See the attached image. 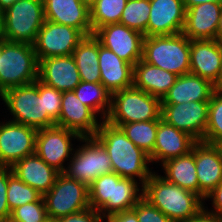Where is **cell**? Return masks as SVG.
Wrapping results in <instances>:
<instances>
[{"mask_svg": "<svg viewBox=\"0 0 222 222\" xmlns=\"http://www.w3.org/2000/svg\"><path fill=\"white\" fill-rule=\"evenodd\" d=\"M95 137L106 149L114 173L134 180L139 177L142 186L146 183L152 174L147 166L149 155L137 147L120 127L102 120Z\"/></svg>", "mask_w": 222, "mask_h": 222, "instance_id": "obj_1", "label": "cell"}, {"mask_svg": "<svg viewBox=\"0 0 222 222\" xmlns=\"http://www.w3.org/2000/svg\"><path fill=\"white\" fill-rule=\"evenodd\" d=\"M143 188V197L173 222L196 216L203 208V198L195 192L171 183L153 172Z\"/></svg>", "mask_w": 222, "mask_h": 222, "instance_id": "obj_2", "label": "cell"}, {"mask_svg": "<svg viewBox=\"0 0 222 222\" xmlns=\"http://www.w3.org/2000/svg\"><path fill=\"white\" fill-rule=\"evenodd\" d=\"M138 187L134 179L122 178L114 172L104 174L88 187L89 205L106 219L112 214L132 209L143 197V188Z\"/></svg>", "mask_w": 222, "mask_h": 222, "instance_id": "obj_3", "label": "cell"}, {"mask_svg": "<svg viewBox=\"0 0 222 222\" xmlns=\"http://www.w3.org/2000/svg\"><path fill=\"white\" fill-rule=\"evenodd\" d=\"M38 68L33 45L1 39L0 95L8 89L35 82Z\"/></svg>", "mask_w": 222, "mask_h": 222, "instance_id": "obj_4", "label": "cell"}, {"mask_svg": "<svg viewBox=\"0 0 222 222\" xmlns=\"http://www.w3.org/2000/svg\"><path fill=\"white\" fill-rule=\"evenodd\" d=\"M142 60L177 76L190 73V39L183 33L144 37Z\"/></svg>", "mask_w": 222, "mask_h": 222, "instance_id": "obj_5", "label": "cell"}, {"mask_svg": "<svg viewBox=\"0 0 222 222\" xmlns=\"http://www.w3.org/2000/svg\"><path fill=\"white\" fill-rule=\"evenodd\" d=\"M161 99L134 86L111 94V108L107 121L120 127L122 124L162 120Z\"/></svg>", "mask_w": 222, "mask_h": 222, "instance_id": "obj_6", "label": "cell"}, {"mask_svg": "<svg viewBox=\"0 0 222 222\" xmlns=\"http://www.w3.org/2000/svg\"><path fill=\"white\" fill-rule=\"evenodd\" d=\"M44 21L43 0H19L3 12L2 38L33 45Z\"/></svg>", "mask_w": 222, "mask_h": 222, "instance_id": "obj_7", "label": "cell"}, {"mask_svg": "<svg viewBox=\"0 0 222 222\" xmlns=\"http://www.w3.org/2000/svg\"><path fill=\"white\" fill-rule=\"evenodd\" d=\"M0 97L13 115L12 122L37 130L56 125L44 112L43 95H38V79L31 84L8 89Z\"/></svg>", "mask_w": 222, "mask_h": 222, "instance_id": "obj_8", "label": "cell"}, {"mask_svg": "<svg viewBox=\"0 0 222 222\" xmlns=\"http://www.w3.org/2000/svg\"><path fill=\"white\" fill-rule=\"evenodd\" d=\"M80 141L86 143L73 151L64 174L89 187L96 178L112 173L113 169L106 149L95 136L81 137Z\"/></svg>", "mask_w": 222, "mask_h": 222, "instance_id": "obj_9", "label": "cell"}, {"mask_svg": "<svg viewBox=\"0 0 222 222\" xmlns=\"http://www.w3.org/2000/svg\"><path fill=\"white\" fill-rule=\"evenodd\" d=\"M48 218H59L90 207L88 187L64 173H59L54 185L43 195Z\"/></svg>", "mask_w": 222, "mask_h": 222, "instance_id": "obj_10", "label": "cell"}, {"mask_svg": "<svg viewBox=\"0 0 222 222\" xmlns=\"http://www.w3.org/2000/svg\"><path fill=\"white\" fill-rule=\"evenodd\" d=\"M85 35L72 26L44 21L33 43L38 61L44 58L72 55Z\"/></svg>", "mask_w": 222, "mask_h": 222, "instance_id": "obj_11", "label": "cell"}, {"mask_svg": "<svg viewBox=\"0 0 222 222\" xmlns=\"http://www.w3.org/2000/svg\"><path fill=\"white\" fill-rule=\"evenodd\" d=\"M81 139L74 131L60 126L39 129L36 134L35 153L59 173H64L65 160L73 154L71 140Z\"/></svg>", "mask_w": 222, "mask_h": 222, "instance_id": "obj_12", "label": "cell"}, {"mask_svg": "<svg viewBox=\"0 0 222 222\" xmlns=\"http://www.w3.org/2000/svg\"><path fill=\"white\" fill-rule=\"evenodd\" d=\"M209 101L162 104L161 117L167 124L203 141L208 123Z\"/></svg>", "mask_w": 222, "mask_h": 222, "instance_id": "obj_13", "label": "cell"}, {"mask_svg": "<svg viewBox=\"0 0 222 222\" xmlns=\"http://www.w3.org/2000/svg\"><path fill=\"white\" fill-rule=\"evenodd\" d=\"M93 36L119 58L135 65L142 59L144 35L127 26L114 23L98 28Z\"/></svg>", "mask_w": 222, "mask_h": 222, "instance_id": "obj_14", "label": "cell"}, {"mask_svg": "<svg viewBox=\"0 0 222 222\" xmlns=\"http://www.w3.org/2000/svg\"><path fill=\"white\" fill-rule=\"evenodd\" d=\"M37 129L8 121L0 123V166L12 167L35 153Z\"/></svg>", "mask_w": 222, "mask_h": 222, "instance_id": "obj_15", "label": "cell"}, {"mask_svg": "<svg viewBox=\"0 0 222 222\" xmlns=\"http://www.w3.org/2000/svg\"><path fill=\"white\" fill-rule=\"evenodd\" d=\"M186 9L183 0H150L145 37L182 33Z\"/></svg>", "mask_w": 222, "mask_h": 222, "instance_id": "obj_16", "label": "cell"}, {"mask_svg": "<svg viewBox=\"0 0 222 222\" xmlns=\"http://www.w3.org/2000/svg\"><path fill=\"white\" fill-rule=\"evenodd\" d=\"M96 115L77 98L74 91H64L56 126L74 131L81 137L95 136L100 125Z\"/></svg>", "mask_w": 222, "mask_h": 222, "instance_id": "obj_17", "label": "cell"}, {"mask_svg": "<svg viewBox=\"0 0 222 222\" xmlns=\"http://www.w3.org/2000/svg\"><path fill=\"white\" fill-rule=\"evenodd\" d=\"M195 165L199 195L205 200L206 196L222 182V151L219 145L197 141Z\"/></svg>", "mask_w": 222, "mask_h": 222, "instance_id": "obj_18", "label": "cell"}, {"mask_svg": "<svg viewBox=\"0 0 222 222\" xmlns=\"http://www.w3.org/2000/svg\"><path fill=\"white\" fill-rule=\"evenodd\" d=\"M38 80L59 91H73L81 82L80 74L72 55L39 60Z\"/></svg>", "mask_w": 222, "mask_h": 222, "instance_id": "obj_19", "label": "cell"}, {"mask_svg": "<svg viewBox=\"0 0 222 222\" xmlns=\"http://www.w3.org/2000/svg\"><path fill=\"white\" fill-rule=\"evenodd\" d=\"M45 20L72 26L85 36L92 35L90 9L80 0H43Z\"/></svg>", "mask_w": 222, "mask_h": 222, "instance_id": "obj_20", "label": "cell"}, {"mask_svg": "<svg viewBox=\"0 0 222 222\" xmlns=\"http://www.w3.org/2000/svg\"><path fill=\"white\" fill-rule=\"evenodd\" d=\"M222 4L206 2L186 9L182 33L190 40H213L221 15Z\"/></svg>", "mask_w": 222, "mask_h": 222, "instance_id": "obj_21", "label": "cell"}, {"mask_svg": "<svg viewBox=\"0 0 222 222\" xmlns=\"http://www.w3.org/2000/svg\"><path fill=\"white\" fill-rule=\"evenodd\" d=\"M222 64V44L213 40H190V73L218 82Z\"/></svg>", "mask_w": 222, "mask_h": 222, "instance_id": "obj_22", "label": "cell"}, {"mask_svg": "<svg viewBox=\"0 0 222 222\" xmlns=\"http://www.w3.org/2000/svg\"><path fill=\"white\" fill-rule=\"evenodd\" d=\"M197 141L181 131L167 124L164 120L158 123L156 141L153 153L149 156L150 162L165 161L189 153Z\"/></svg>", "mask_w": 222, "mask_h": 222, "instance_id": "obj_23", "label": "cell"}, {"mask_svg": "<svg viewBox=\"0 0 222 222\" xmlns=\"http://www.w3.org/2000/svg\"><path fill=\"white\" fill-rule=\"evenodd\" d=\"M100 83L112 94L133 86L134 66L119 58L99 42Z\"/></svg>", "mask_w": 222, "mask_h": 222, "instance_id": "obj_24", "label": "cell"}, {"mask_svg": "<svg viewBox=\"0 0 222 222\" xmlns=\"http://www.w3.org/2000/svg\"><path fill=\"white\" fill-rule=\"evenodd\" d=\"M11 169L15 176L42 195L51 189L59 174L36 153L20 159Z\"/></svg>", "mask_w": 222, "mask_h": 222, "instance_id": "obj_25", "label": "cell"}, {"mask_svg": "<svg viewBox=\"0 0 222 222\" xmlns=\"http://www.w3.org/2000/svg\"><path fill=\"white\" fill-rule=\"evenodd\" d=\"M215 85L198 75L187 73L177 77L174 85L161 100L162 104H179L193 101H210Z\"/></svg>", "mask_w": 222, "mask_h": 222, "instance_id": "obj_26", "label": "cell"}, {"mask_svg": "<svg viewBox=\"0 0 222 222\" xmlns=\"http://www.w3.org/2000/svg\"><path fill=\"white\" fill-rule=\"evenodd\" d=\"M177 77L176 74L141 59L134 65L133 86L162 100Z\"/></svg>", "mask_w": 222, "mask_h": 222, "instance_id": "obj_27", "label": "cell"}, {"mask_svg": "<svg viewBox=\"0 0 222 222\" xmlns=\"http://www.w3.org/2000/svg\"><path fill=\"white\" fill-rule=\"evenodd\" d=\"M162 167L166 175L163 177L164 179L199 195L195 144L189 153L165 161L162 163Z\"/></svg>", "mask_w": 222, "mask_h": 222, "instance_id": "obj_28", "label": "cell"}, {"mask_svg": "<svg viewBox=\"0 0 222 222\" xmlns=\"http://www.w3.org/2000/svg\"><path fill=\"white\" fill-rule=\"evenodd\" d=\"M99 41L93 36H85L72 52L81 81L100 83Z\"/></svg>", "mask_w": 222, "mask_h": 222, "instance_id": "obj_29", "label": "cell"}, {"mask_svg": "<svg viewBox=\"0 0 222 222\" xmlns=\"http://www.w3.org/2000/svg\"><path fill=\"white\" fill-rule=\"evenodd\" d=\"M77 98L105 120L111 108V93L101 84L81 81L73 90Z\"/></svg>", "mask_w": 222, "mask_h": 222, "instance_id": "obj_30", "label": "cell"}, {"mask_svg": "<svg viewBox=\"0 0 222 222\" xmlns=\"http://www.w3.org/2000/svg\"><path fill=\"white\" fill-rule=\"evenodd\" d=\"M161 120L140 121L122 124L126 136L149 156L153 153L158 123Z\"/></svg>", "mask_w": 222, "mask_h": 222, "instance_id": "obj_31", "label": "cell"}, {"mask_svg": "<svg viewBox=\"0 0 222 222\" xmlns=\"http://www.w3.org/2000/svg\"><path fill=\"white\" fill-rule=\"evenodd\" d=\"M128 0H97L90 8L92 35L108 24L119 23Z\"/></svg>", "mask_w": 222, "mask_h": 222, "instance_id": "obj_32", "label": "cell"}, {"mask_svg": "<svg viewBox=\"0 0 222 222\" xmlns=\"http://www.w3.org/2000/svg\"><path fill=\"white\" fill-rule=\"evenodd\" d=\"M149 14L150 0H128L119 23L145 36Z\"/></svg>", "mask_w": 222, "mask_h": 222, "instance_id": "obj_33", "label": "cell"}, {"mask_svg": "<svg viewBox=\"0 0 222 222\" xmlns=\"http://www.w3.org/2000/svg\"><path fill=\"white\" fill-rule=\"evenodd\" d=\"M43 195L25 184L8 167L7 202L10 211L27 203L38 201Z\"/></svg>", "mask_w": 222, "mask_h": 222, "instance_id": "obj_34", "label": "cell"}, {"mask_svg": "<svg viewBox=\"0 0 222 222\" xmlns=\"http://www.w3.org/2000/svg\"><path fill=\"white\" fill-rule=\"evenodd\" d=\"M203 142L222 144V92L217 90L209 101L208 123Z\"/></svg>", "mask_w": 222, "mask_h": 222, "instance_id": "obj_35", "label": "cell"}, {"mask_svg": "<svg viewBox=\"0 0 222 222\" xmlns=\"http://www.w3.org/2000/svg\"><path fill=\"white\" fill-rule=\"evenodd\" d=\"M48 219L43 196L36 202L24 204L11 211L8 222H43Z\"/></svg>", "mask_w": 222, "mask_h": 222, "instance_id": "obj_36", "label": "cell"}, {"mask_svg": "<svg viewBox=\"0 0 222 222\" xmlns=\"http://www.w3.org/2000/svg\"><path fill=\"white\" fill-rule=\"evenodd\" d=\"M38 95H43L44 112L56 124L61 112L62 91L49 87L38 80Z\"/></svg>", "mask_w": 222, "mask_h": 222, "instance_id": "obj_37", "label": "cell"}, {"mask_svg": "<svg viewBox=\"0 0 222 222\" xmlns=\"http://www.w3.org/2000/svg\"><path fill=\"white\" fill-rule=\"evenodd\" d=\"M132 209L139 222H173L144 197Z\"/></svg>", "mask_w": 222, "mask_h": 222, "instance_id": "obj_38", "label": "cell"}, {"mask_svg": "<svg viewBox=\"0 0 222 222\" xmlns=\"http://www.w3.org/2000/svg\"><path fill=\"white\" fill-rule=\"evenodd\" d=\"M8 167L0 166V222H8L11 211L7 202Z\"/></svg>", "mask_w": 222, "mask_h": 222, "instance_id": "obj_39", "label": "cell"}, {"mask_svg": "<svg viewBox=\"0 0 222 222\" xmlns=\"http://www.w3.org/2000/svg\"><path fill=\"white\" fill-rule=\"evenodd\" d=\"M103 220L98 210L89 207L81 212L59 218L56 222H103Z\"/></svg>", "mask_w": 222, "mask_h": 222, "instance_id": "obj_40", "label": "cell"}, {"mask_svg": "<svg viewBox=\"0 0 222 222\" xmlns=\"http://www.w3.org/2000/svg\"><path fill=\"white\" fill-rule=\"evenodd\" d=\"M207 198L213 199V211L210 213L216 214L217 216L222 218V182L210 193L206 196ZM215 210V211H214Z\"/></svg>", "mask_w": 222, "mask_h": 222, "instance_id": "obj_41", "label": "cell"}, {"mask_svg": "<svg viewBox=\"0 0 222 222\" xmlns=\"http://www.w3.org/2000/svg\"><path fill=\"white\" fill-rule=\"evenodd\" d=\"M106 219V222H139L133 209L112 214Z\"/></svg>", "mask_w": 222, "mask_h": 222, "instance_id": "obj_42", "label": "cell"}, {"mask_svg": "<svg viewBox=\"0 0 222 222\" xmlns=\"http://www.w3.org/2000/svg\"><path fill=\"white\" fill-rule=\"evenodd\" d=\"M183 222H222V218L210 213L204 207L196 216Z\"/></svg>", "mask_w": 222, "mask_h": 222, "instance_id": "obj_43", "label": "cell"}, {"mask_svg": "<svg viewBox=\"0 0 222 222\" xmlns=\"http://www.w3.org/2000/svg\"><path fill=\"white\" fill-rule=\"evenodd\" d=\"M206 2L222 4V0H183L185 9H189L195 5H199Z\"/></svg>", "mask_w": 222, "mask_h": 222, "instance_id": "obj_44", "label": "cell"}, {"mask_svg": "<svg viewBox=\"0 0 222 222\" xmlns=\"http://www.w3.org/2000/svg\"><path fill=\"white\" fill-rule=\"evenodd\" d=\"M215 40L222 44V10H221V15H220V19H219V23L217 27Z\"/></svg>", "mask_w": 222, "mask_h": 222, "instance_id": "obj_45", "label": "cell"}, {"mask_svg": "<svg viewBox=\"0 0 222 222\" xmlns=\"http://www.w3.org/2000/svg\"><path fill=\"white\" fill-rule=\"evenodd\" d=\"M17 1L19 0H0V9L4 12Z\"/></svg>", "mask_w": 222, "mask_h": 222, "instance_id": "obj_46", "label": "cell"}, {"mask_svg": "<svg viewBox=\"0 0 222 222\" xmlns=\"http://www.w3.org/2000/svg\"><path fill=\"white\" fill-rule=\"evenodd\" d=\"M215 89L217 91L222 92V64H221V71L218 77V82L215 84Z\"/></svg>", "mask_w": 222, "mask_h": 222, "instance_id": "obj_47", "label": "cell"}, {"mask_svg": "<svg viewBox=\"0 0 222 222\" xmlns=\"http://www.w3.org/2000/svg\"><path fill=\"white\" fill-rule=\"evenodd\" d=\"M80 1L90 9L97 0H80Z\"/></svg>", "mask_w": 222, "mask_h": 222, "instance_id": "obj_48", "label": "cell"}, {"mask_svg": "<svg viewBox=\"0 0 222 222\" xmlns=\"http://www.w3.org/2000/svg\"><path fill=\"white\" fill-rule=\"evenodd\" d=\"M3 31V11L0 9V39H2Z\"/></svg>", "mask_w": 222, "mask_h": 222, "instance_id": "obj_49", "label": "cell"}, {"mask_svg": "<svg viewBox=\"0 0 222 222\" xmlns=\"http://www.w3.org/2000/svg\"><path fill=\"white\" fill-rule=\"evenodd\" d=\"M43 222H56V220H54V219H52V218H48V219H46V220L43 221Z\"/></svg>", "mask_w": 222, "mask_h": 222, "instance_id": "obj_50", "label": "cell"}]
</instances>
